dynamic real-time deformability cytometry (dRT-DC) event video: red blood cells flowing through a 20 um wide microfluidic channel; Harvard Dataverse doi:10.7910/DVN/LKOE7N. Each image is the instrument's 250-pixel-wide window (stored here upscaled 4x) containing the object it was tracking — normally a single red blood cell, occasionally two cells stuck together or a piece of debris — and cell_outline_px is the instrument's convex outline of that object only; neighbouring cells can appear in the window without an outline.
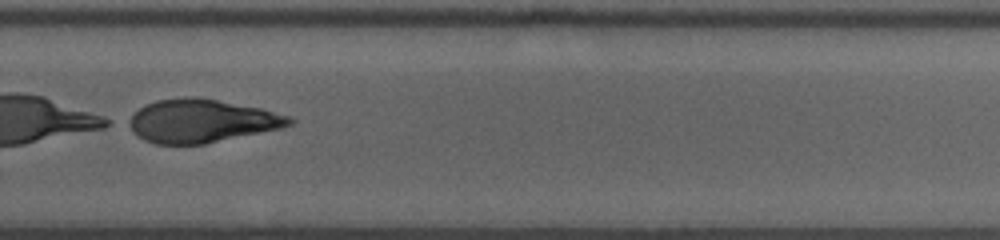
{"species": "human", "species_latin": "Homo sapiens", "temperature_condition": "room temperature", "stored_images_in_passage": 39, "camera_frame_rate_fps": 3000, "um_per_image_px": 0.085, "donor": {"sex": "male"}, "frame": {"image": 1, "passage_image": 24, "time_ms": 7.667, "image_size_px": [1000, 240], "cell_outline_px": [[296, 120], [292, 124], [280, 128], [204, 144], [156, 144], [144, 140], [136, 136], [132, 132], [124, 120], [140, 108], [156, 100], [188, 96], [196, 96], [260, 108], [292, 116]], "centroid_in_image_um": [17.09, 10.28], "position_along_channel_um": 312.7, "area_um2": 40.63}}